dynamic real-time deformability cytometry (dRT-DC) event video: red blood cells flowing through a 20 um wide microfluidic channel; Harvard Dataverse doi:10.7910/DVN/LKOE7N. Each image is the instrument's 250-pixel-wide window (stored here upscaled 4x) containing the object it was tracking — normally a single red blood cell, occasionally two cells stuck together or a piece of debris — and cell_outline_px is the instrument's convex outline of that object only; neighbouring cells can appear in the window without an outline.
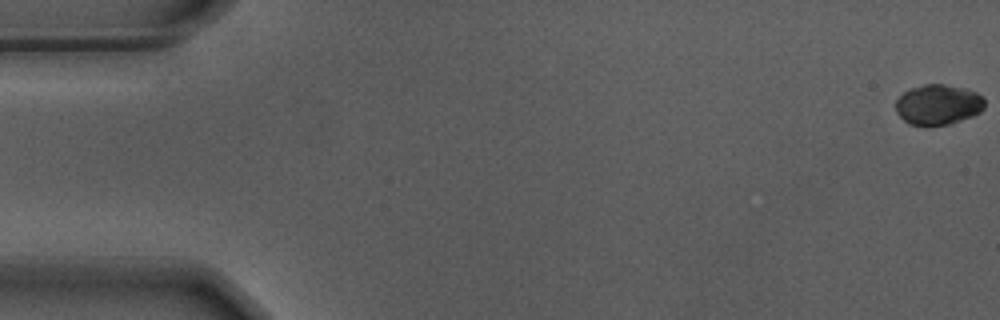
{"species": "Egyptian fruit bat (a non-hibernating species)", "species_latin": "Rousettus aegyptiacus", "temperature_condition": "warm", "stored_images_in_passage": 10, "camera_frame_rate_fps": 3000, "um_per_image_px": 0.085, "animal": {"sex": "male"}, "frame": {"image": 1, "passage_image": 1, "time_ms": 0.0, "image_size_px": [1000, 320], "cell_outline_px": [[984, 108], [980, 112], [972, 116], [948, 124], [908, 124], [896, 112], [896, 100], [904, 92], [912, 88], [924, 84], [944, 84], [964, 88], [976, 92], [984, 100]], "centroid_in_image_um": [79.74, 8.87], "position_along_channel_um": 5.3, "area_um2": 20.52}}